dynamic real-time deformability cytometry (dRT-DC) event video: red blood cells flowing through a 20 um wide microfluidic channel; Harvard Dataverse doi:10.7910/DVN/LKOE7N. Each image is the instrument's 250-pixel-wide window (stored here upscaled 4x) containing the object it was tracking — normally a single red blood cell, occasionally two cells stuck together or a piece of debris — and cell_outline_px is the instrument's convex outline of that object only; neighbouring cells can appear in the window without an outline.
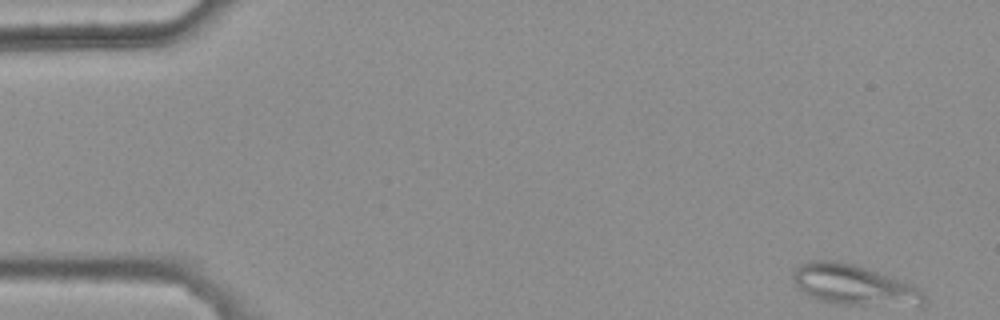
{"species": "common noctule bat (a hibernating species)", "species_latin": "Nyctalus noctula", "temperature_condition": "warm", "stored_images_in_passage": 15, "camera_frame_rate_fps": 3000, "um_per_image_px": 0.085, "animal": {"sex": "female", "body_mass_g": 25.1}, "frame": {"image": 1, "passage_image": 1, "time_ms": 0.0, "image_size_px": [1000, 320], "cell_outline_px": [[924, 300], [920, 304], [840, 304], [816, 300], [808, 296], [792, 280], [792, 268], [808, 260], [836, 260], [868, 268], [904, 280], [920, 288], [924, 292]], "centroid_in_image_um": [72.5, 24.17], "position_along_channel_um": 12.5, "area_um2": 30.69}}